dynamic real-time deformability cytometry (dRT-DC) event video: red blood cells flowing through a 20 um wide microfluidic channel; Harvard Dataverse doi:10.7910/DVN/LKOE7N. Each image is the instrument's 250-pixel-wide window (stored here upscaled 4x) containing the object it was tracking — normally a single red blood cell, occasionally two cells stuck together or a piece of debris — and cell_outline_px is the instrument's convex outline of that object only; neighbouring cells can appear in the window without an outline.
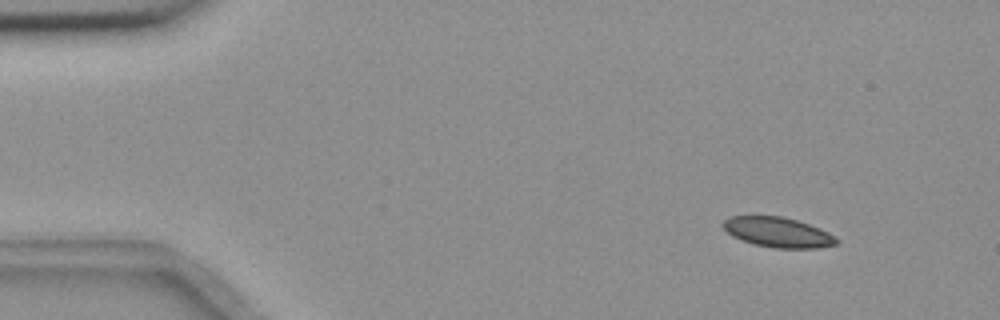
{"species": "common noctule bat (a hibernating species)", "species_latin": "Nyctalus noctula", "temperature_condition": "room temperature", "stored_images_in_passage": 5, "camera_frame_rate_fps": 3000, "um_per_image_px": 0.085, "animal": {"sex": "female", "body_mass_g": 18.4}, "frame": {"image": 1, "passage_image": 2, "time_ms": 0.333, "image_size_px": [1000, 320], "cell_outline_px": [[840, 240], [836, 244], [816, 248], [772, 248], [756, 244], [732, 236], [720, 224], [728, 216], [780, 216], [796, 220], [820, 228], [828, 232]], "centroid_in_image_um": [66.11, 19.74], "position_along_channel_um": 18.9, "area_um2": 19.71}}
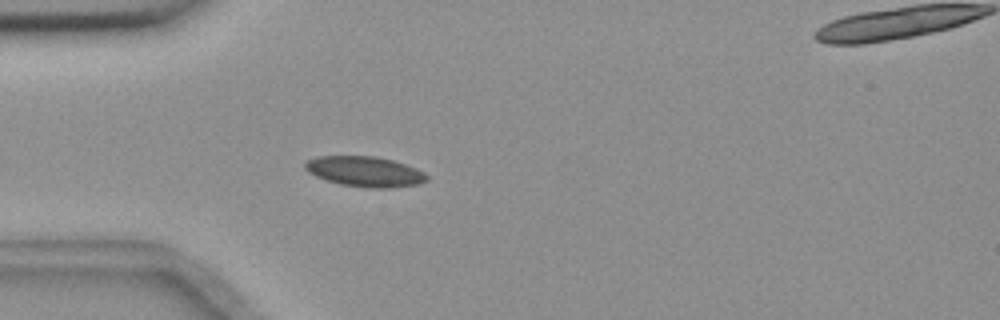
{"frame": {"image": 2, "passage_image": 4, "time_ms": 1.0, "image_size_px": [1000, 320], "cell_outline_px": [[428, 180], [420, 184], [392, 188], [368, 188], [340, 184], [324, 180], [308, 172], [304, 168], [304, 164], [308, 160], [316, 156], [372, 156], [392, 160], [416, 168], [424, 172], [428, 176]], "centroid_in_image_um": [31.01, 14.59], "position_along_channel_um": 54.0, "area_um2": 21.62}}